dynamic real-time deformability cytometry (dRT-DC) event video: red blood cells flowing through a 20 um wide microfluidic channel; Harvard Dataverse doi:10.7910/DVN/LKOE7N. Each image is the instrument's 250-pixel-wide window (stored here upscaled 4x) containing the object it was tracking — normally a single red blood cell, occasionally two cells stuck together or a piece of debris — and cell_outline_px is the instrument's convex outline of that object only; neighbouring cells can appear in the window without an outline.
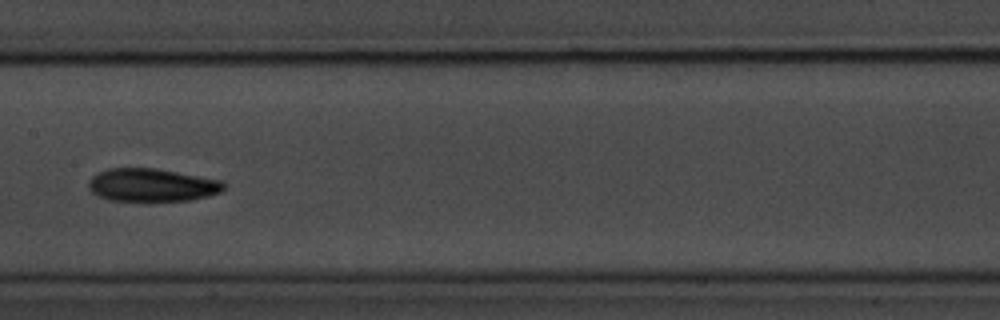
{"species": "common noctule bat (a hibernating species)", "species_latin": "Nyctalus noctula", "temperature_condition": "room temperature", "stored_images_in_passage": 15, "camera_frame_rate_fps": 3000, "um_per_image_px": 0.085, "animal": {"sex": "male", "body_mass_g": 20.1, "forearm_length_mm": 53.5}, "frame": {"image": 1, "passage_image": 7, "time_ms": 7.667, "image_size_px": [1000, 320], "cell_outline_px": [[224, 188], [220, 192], [208, 196], [192, 200], [108, 200], [96, 196], [88, 188], [88, 180], [92, 176], [108, 168], [156, 168], [224, 180]], "centroid_in_image_um": [12.91, 15.72], "position_along_channel_um": 194.5, "area_um2": 26.07}}
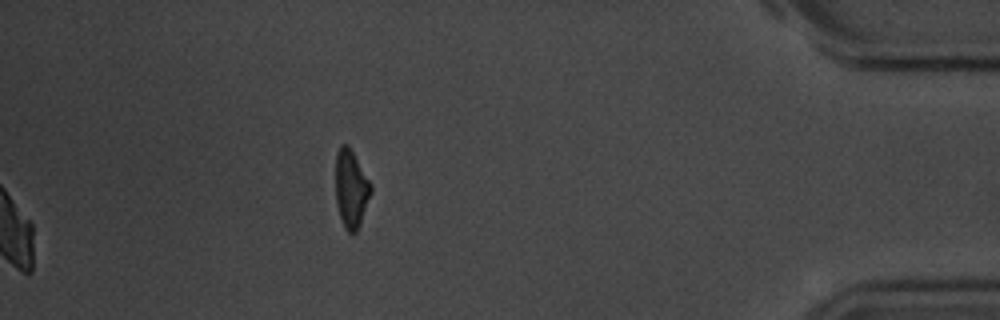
{"frame": {"image": 2, "passage_image": 15, "time_ms": 17.667, "image_size_px": [1000, 320], "cell_outline_px": [[372, 192], [360, 224], [356, 232], [348, 232], [344, 228], [336, 204], [336, 152], [340, 144], [348, 144], [372, 184]], "centroid_in_image_um": [29.84, 16.03], "position_along_channel_um": 405.4, "area_um2": 16.13}, "authors_computed_cell_mechanics": {"area_um2": 24.565, "velocity_mm_per_s": 3.454, "shape_relaxation_time_tau1_ms": 3.0751, "shape_relaxation_time_tau2_ms": 4.4034, "deformation_change_tau1": 0.0878, "deformation_change_tau2": 0.0678}}